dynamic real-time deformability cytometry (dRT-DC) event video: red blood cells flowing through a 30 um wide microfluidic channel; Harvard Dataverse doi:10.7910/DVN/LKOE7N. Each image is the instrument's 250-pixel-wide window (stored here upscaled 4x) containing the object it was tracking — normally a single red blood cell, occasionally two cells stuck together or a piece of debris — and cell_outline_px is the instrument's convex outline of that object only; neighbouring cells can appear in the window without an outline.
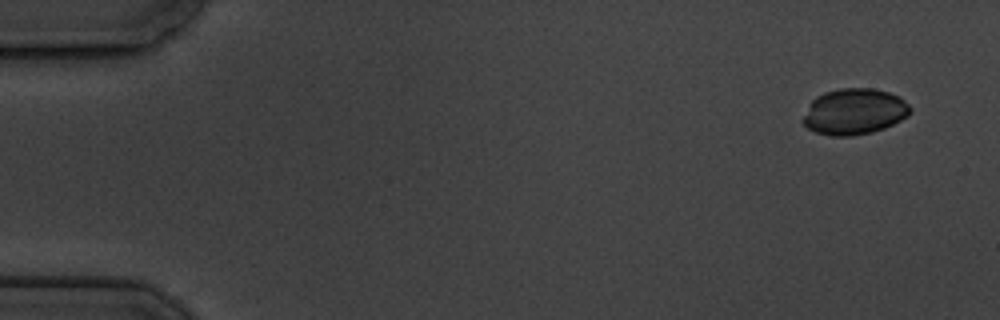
{"species": "common noctule bat (a hibernating species)", "species_latin": "Nyctalus noctula", "temperature_condition": "cold", "stored_images_in_passage": 5, "camera_frame_rate_fps": 3000, "um_per_image_px": 0.085, "animal": {"sex": "male", "body_mass_g": 19.5, "forearm_length_mm": 54.6}, "frame": {"image": 1, "passage_image": 1, "time_ms": 0.0, "image_size_px": [1000, 320], "cell_outline_px": [[912, 112], [908, 116], [884, 128], [872, 132], [852, 136], [832, 136], [816, 132], [808, 128], [800, 120], [812, 100], [816, 96], [824, 92], [840, 88], [872, 88], [888, 92], [900, 96], [912, 108]], "centroid_in_image_um": [72.61, 9.48], "position_along_channel_um": 12.4, "area_um2": 28.96}}
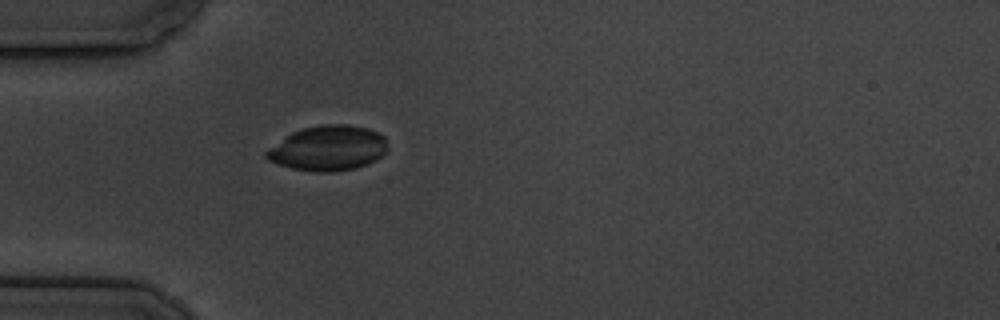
{"frame": {"image": 2, "passage_image": 5, "time_ms": 4.667, "image_size_px": [1000, 320], "cell_outline_px": [[388, 152], [376, 160], [368, 164], [356, 168], [336, 172], [316, 172], [292, 168], [268, 160], [264, 156], [264, 152], [268, 148], [292, 132], [304, 128], [324, 124], [348, 124], [368, 128], [384, 136], [388, 144]], "centroid_in_image_um": [27.92, 12.6], "position_along_channel_um": 57.1, "area_um2": 32.08}}